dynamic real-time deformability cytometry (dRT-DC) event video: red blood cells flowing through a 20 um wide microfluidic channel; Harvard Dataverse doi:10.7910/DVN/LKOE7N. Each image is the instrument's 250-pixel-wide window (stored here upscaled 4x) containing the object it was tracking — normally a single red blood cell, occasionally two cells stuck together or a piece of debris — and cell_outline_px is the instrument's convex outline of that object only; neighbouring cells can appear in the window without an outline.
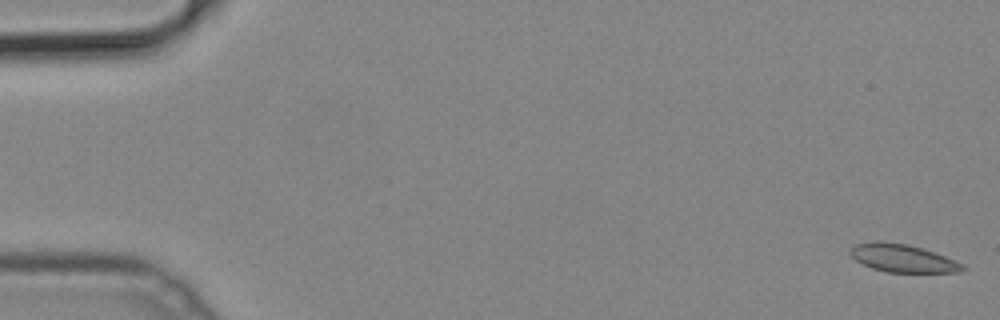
{"species": "common noctule bat (a hibernating species)", "species_latin": "Nyctalus noctula", "temperature_condition": "cold", "stored_images_in_passage": 8, "camera_frame_rate_fps": 3000, "um_per_image_px": 0.085, "animal": {"sex": "male", "body_mass_g": 19.2, "forearm_length_mm": 51.8}, "frame": {"image": 1, "passage_image": 1, "time_ms": 0.0, "image_size_px": [1000, 320], "cell_outline_px": [[968, 268], [960, 272], [888, 272], [872, 268], [856, 260], [848, 252], [856, 244], [876, 240], [880, 240], [908, 244], [936, 252], [956, 260], [964, 264]], "centroid_in_image_um": [76.77, 21.94], "position_along_channel_um": 8.2, "area_um2": 18.44}}